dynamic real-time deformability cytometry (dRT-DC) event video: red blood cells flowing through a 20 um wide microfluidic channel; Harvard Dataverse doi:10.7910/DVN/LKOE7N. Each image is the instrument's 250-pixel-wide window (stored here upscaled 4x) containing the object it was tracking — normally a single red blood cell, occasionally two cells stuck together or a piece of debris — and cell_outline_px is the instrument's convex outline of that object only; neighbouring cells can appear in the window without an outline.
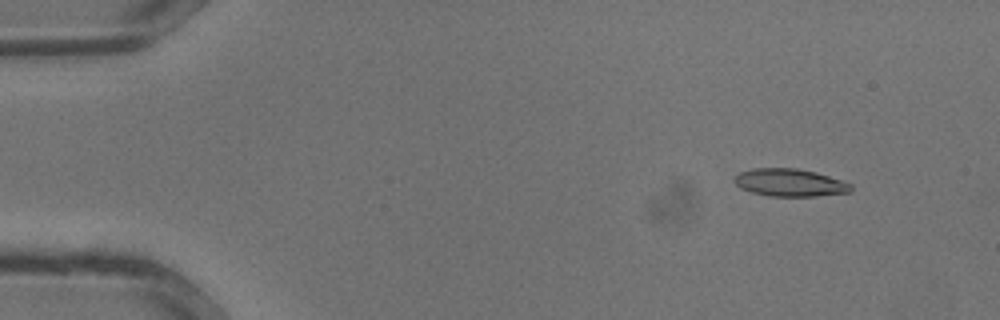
{"species": "common noctule bat (a hibernating species)", "species_latin": "Nyctalus noctula", "temperature_condition": "warm", "stored_images_in_passage": 33, "camera_frame_rate_fps": 3000, "um_per_image_px": 0.085, "animal": {"sex": "male", "body_mass_g": 13.3}, "frame": {"image": 1, "passage_image": 3, "time_ms": 0.667, "image_size_px": [1000, 320], "cell_outline_px": [[852, 192], [816, 196], [768, 196], [752, 192], [740, 188], [732, 180], [740, 172], [752, 168], [796, 168], [816, 172], [844, 180], [852, 184]], "centroid_in_image_um": [67.16, 15.52], "position_along_channel_um": 17.8, "area_um2": 18.96}}
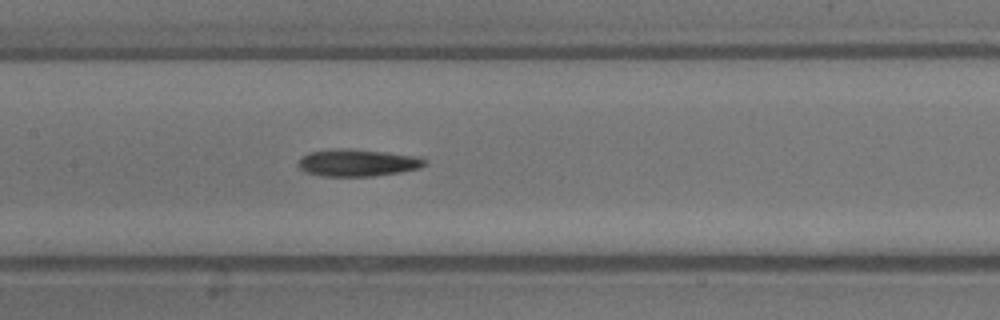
{"frame": {"image": 2, "passage_image": 16, "time_ms": 5.0, "image_size_px": [1000, 320], "cell_outline_px": [[428, 164], [420, 168], [400, 172], [372, 176], [324, 176], [304, 172], [296, 164], [300, 156], [308, 152], [332, 148], [348, 148], [420, 156], [428, 160]], "centroid_in_image_um": [30.38, 13.82], "position_along_channel_um": 177.0, "area_um2": 20.4}}
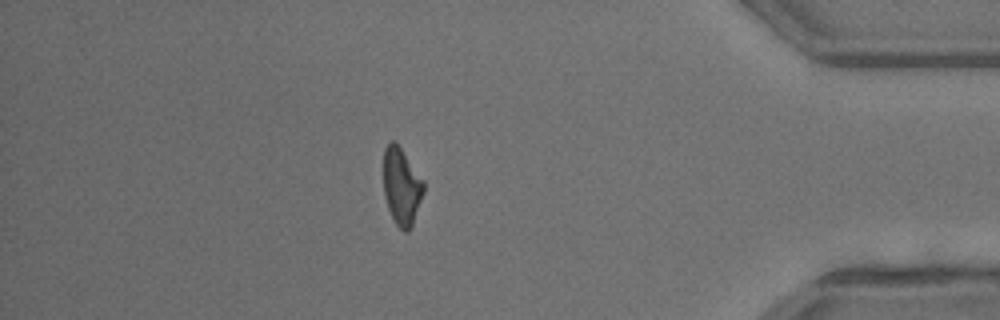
{"frame": {"image": 3, "passage_image": 29, "time_ms": 9.333, "image_size_px": [1000, 320], "cell_outline_px": [[424, 192], [412, 224], [408, 232], [404, 232], [396, 224], [388, 208], [384, 196], [384, 148], [392, 140], [396, 140], [424, 180]], "centroid_in_image_um": [34.14, 15.8], "position_along_channel_um": 401.1, "area_um2": 18.09}}